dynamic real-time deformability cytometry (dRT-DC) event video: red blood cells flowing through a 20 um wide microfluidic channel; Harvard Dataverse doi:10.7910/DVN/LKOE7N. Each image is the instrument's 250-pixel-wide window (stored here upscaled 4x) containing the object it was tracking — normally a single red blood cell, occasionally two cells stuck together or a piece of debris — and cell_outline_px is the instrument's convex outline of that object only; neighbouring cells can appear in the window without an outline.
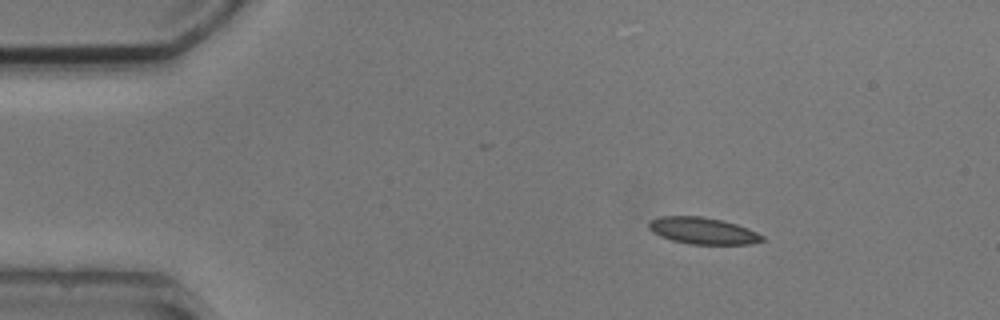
{"species": "common noctule bat (a hibernating species)", "species_latin": "Nyctalus noctula", "temperature_condition": "cold", "stored_images_in_passage": 5, "camera_frame_rate_fps": 3000, "um_per_image_px": 0.085, "animal": {"sex": "male", "body_mass_g": 20.5, "forearm_length_mm": 52.5}, "frame": {"image": 1, "passage_image": 3, "time_ms": 2.333, "image_size_px": [1000, 320], "cell_outline_px": [[764, 240], [752, 244], [688, 244], [672, 240], [660, 236], [652, 232], [648, 228], [648, 220], [660, 216], [700, 216], [724, 220], [748, 228], [764, 236]], "centroid_in_image_um": [59.71, 19.61], "position_along_channel_um": 25.3, "area_um2": 17.8}}